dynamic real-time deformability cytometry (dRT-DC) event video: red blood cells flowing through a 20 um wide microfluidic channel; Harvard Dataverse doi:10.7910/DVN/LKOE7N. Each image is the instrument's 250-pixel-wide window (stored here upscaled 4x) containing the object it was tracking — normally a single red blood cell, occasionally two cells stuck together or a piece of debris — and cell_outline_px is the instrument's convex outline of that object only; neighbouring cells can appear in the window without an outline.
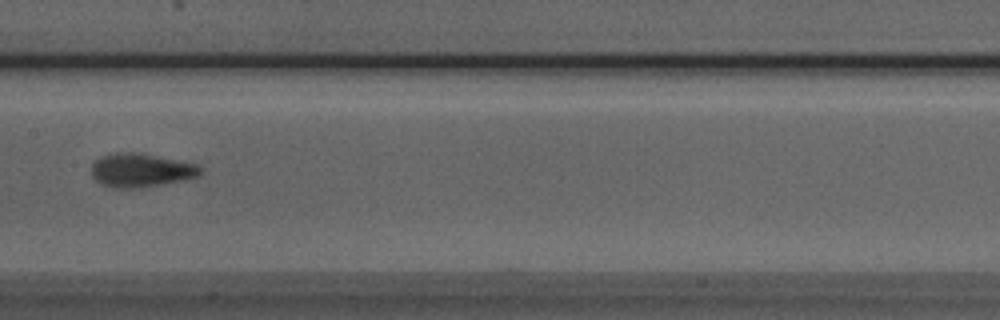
{"species": "Egyptian fruit bat (a non-hibernating species)", "species_latin": "Rousettus aegyptiacus", "temperature_condition": "room temperature", "stored_images_in_passage": 4, "camera_frame_rate_fps": 3000, "um_per_image_px": 0.085, "animal": {"sex": "male"}, "frame": {"image": 1, "passage_image": 4, "time_ms": 3.333, "image_size_px": [1000, 320], "cell_outline_px": [[204, 168], [200, 176], [140, 188], [112, 188], [96, 180], [92, 176], [92, 164], [100, 156], [116, 152], [140, 152], [196, 164]], "centroid_in_image_um": [11.98, 14.45], "position_along_channel_um": 195.4, "area_um2": 21.39}}